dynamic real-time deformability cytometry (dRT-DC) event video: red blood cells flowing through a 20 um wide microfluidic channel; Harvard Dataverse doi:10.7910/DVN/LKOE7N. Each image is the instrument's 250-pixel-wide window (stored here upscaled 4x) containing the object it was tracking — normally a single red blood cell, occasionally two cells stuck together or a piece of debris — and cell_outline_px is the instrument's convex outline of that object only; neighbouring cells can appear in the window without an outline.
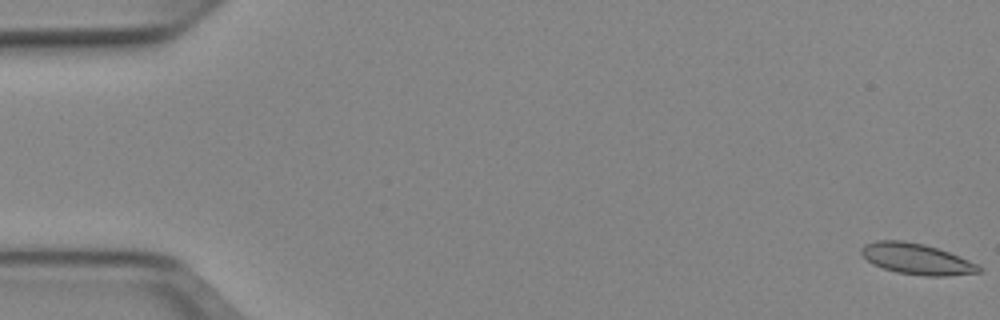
{"species": "Egyptian fruit bat (a non-hibernating species)", "species_latin": "Rousettus aegyptiacus", "temperature_condition": "cold", "stored_images_in_passage": 52, "camera_frame_rate_fps": 3000, "um_per_image_px": 0.085, "animal": {"sex": "female"}, "frame": {"image": 1, "passage_image": 1, "time_ms": 0.0, "image_size_px": [1000, 320], "cell_outline_px": [[984, 272], [948, 276], [924, 276], [896, 272], [872, 264], [860, 252], [860, 248], [864, 244], [876, 240], [904, 240], [924, 244], [948, 252], [968, 260], [984, 268]], "centroid_in_image_um": [77.92, 22.01], "position_along_channel_um": 7.1, "area_um2": 21.27}}
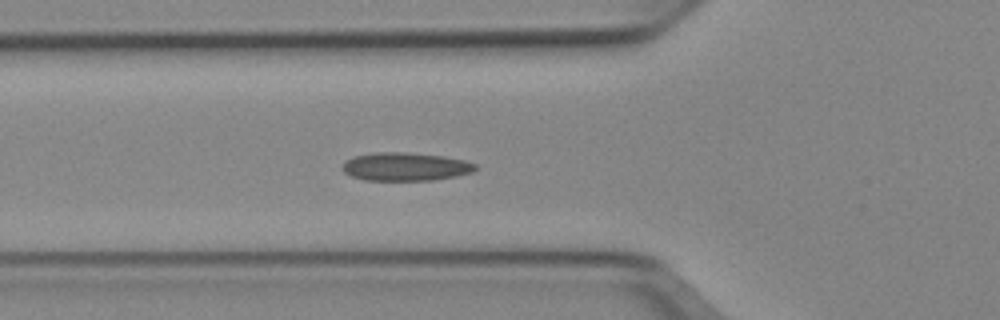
{"frame": {"image": 2, "passage_image": 19, "time_ms": 6.0, "image_size_px": [1000, 320], "cell_outline_px": [[476, 168], [472, 172], [456, 176], [432, 180], [364, 180], [352, 176], [344, 172], [340, 168], [344, 160], [352, 156], [376, 152], [408, 152], [444, 156], [464, 160], [476, 164]], "centroid_in_image_um": [34.41, 14.15], "position_along_channel_um": 91.4, "area_um2": 22.08}}
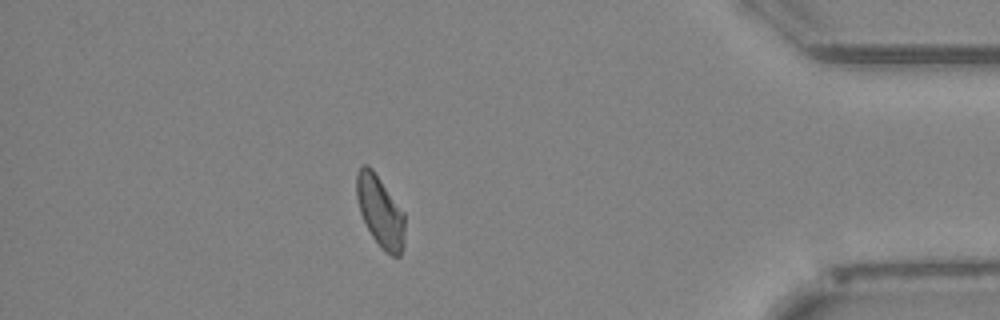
{"frame": {"image": 3, "passage_image": 46, "time_ms": 15.0, "image_size_px": [1000, 320], "cell_outline_px": [[404, 244], [400, 256], [392, 256], [372, 236], [360, 212], [356, 196], [356, 172], [364, 164], [368, 164], [372, 168], [404, 212]], "centroid_in_image_um": [32.31, 17.92], "position_along_channel_um": 402.9, "area_um2": 19.71}, "authors_computed_cell_mechanics": {"area_um2": 20.8947, "velocity_mm_per_s": 3.9189, "shape_relaxation_time_tau1_ms": null, "shape_relaxation_time_tau2_ms": 5.3592, "deformation_change_tau1": null, "deformation_change_tau2": 0.1057}}